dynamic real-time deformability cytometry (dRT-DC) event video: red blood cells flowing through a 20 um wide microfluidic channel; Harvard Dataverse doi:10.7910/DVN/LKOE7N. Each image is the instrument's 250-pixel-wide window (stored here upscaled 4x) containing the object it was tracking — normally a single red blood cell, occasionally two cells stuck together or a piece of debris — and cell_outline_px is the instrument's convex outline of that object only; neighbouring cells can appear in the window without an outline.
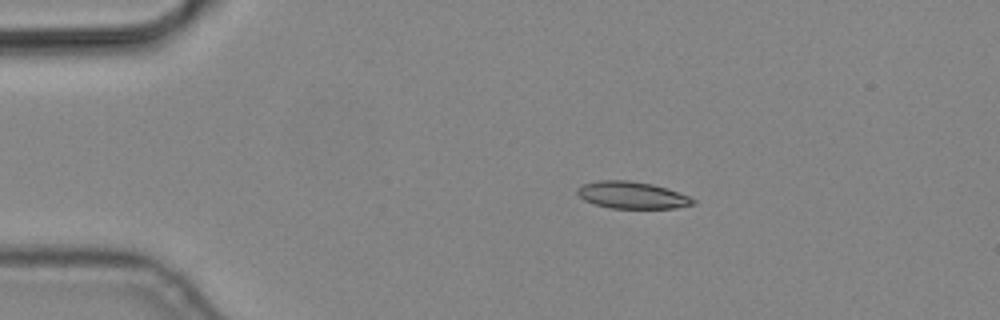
{"species": "common noctule bat (a hibernating species)", "species_latin": "Nyctalus noctula", "temperature_condition": "cold", "stored_images_in_passage": 5, "camera_frame_rate_fps": 3000, "um_per_image_px": 0.085, "animal": {"sex": "male", "body_mass_g": 19.2, "forearm_length_mm": 51.8}, "frame": {"image": 1, "passage_image": 3, "time_ms": 0.667, "image_size_px": [1000, 320], "cell_outline_px": [[696, 204], [676, 208], [612, 208], [596, 204], [584, 200], [576, 192], [576, 188], [584, 184], [600, 180], [628, 180], [652, 184], [668, 188], [688, 196], [696, 200]], "centroid_in_image_um": [53.75, 16.58], "position_along_channel_um": 31.3, "area_um2": 18.15}}
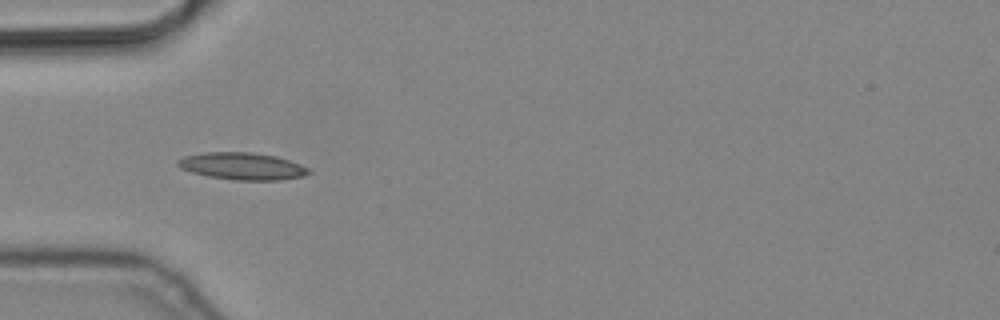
{"frame": {"image": 2, "passage_image": 5, "time_ms": 1.333, "image_size_px": [1000, 320], "cell_outline_px": [[312, 172], [304, 176], [280, 180], [236, 180], [208, 176], [192, 172], [180, 168], [176, 164], [176, 160], [184, 156], [204, 152], [252, 152], [276, 156], [300, 164], [308, 168]], "centroid_in_image_um": [20.58, 14.12], "position_along_channel_um": 64.4, "area_um2": 20.75}}